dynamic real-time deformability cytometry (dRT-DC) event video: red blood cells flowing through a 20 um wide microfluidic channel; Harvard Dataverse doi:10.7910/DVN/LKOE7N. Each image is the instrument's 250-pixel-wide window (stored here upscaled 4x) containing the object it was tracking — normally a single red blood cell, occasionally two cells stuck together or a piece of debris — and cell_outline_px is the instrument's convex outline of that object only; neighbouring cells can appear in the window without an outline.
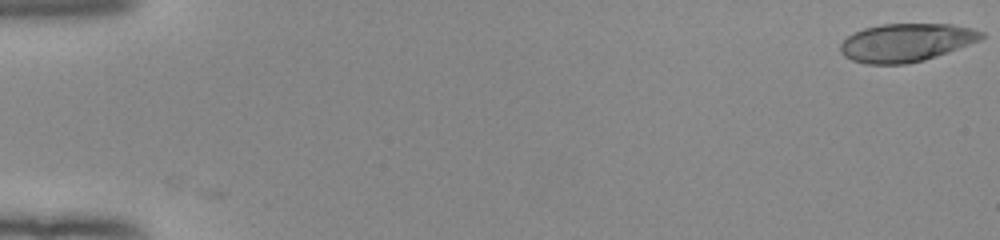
{"species": "human", "species_latin": "Homo sapiens", "temperature_condition": "room temperature", "stored_images_in_passage": 53, "camera_frame_rate_fps": 3000, "um_per_image_px": 0.085, "donor": {"sex": "female"}, "frame": {"image": 1, "passage_image": 1, "time_ms": 0.0, "image_size_px": [1000, 240], "cell_outline_px": [[984, 36], [980, 40], [936, 56], [924, 60], [904, 64], [864, 64], [852, 60], [844, 56], [840, 52], [840, 44], [848, 36], [864, 28], [880, 24], [952, 24], [972, 28], [984, 32]], "centroid_in_image_um": [77.01, 3.61], "position_along_channel_um": 8.0, "area_um2": 31.27}}
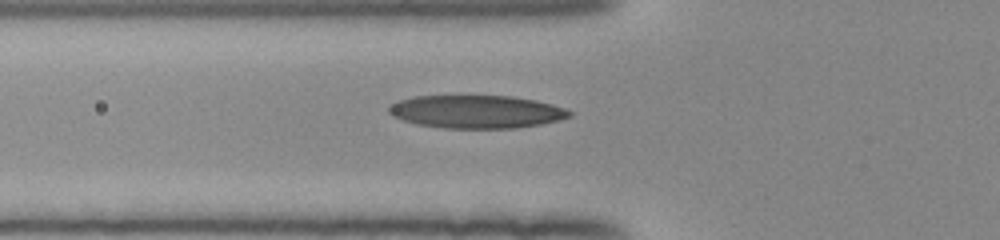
{"frame": {"image": 2, "passage_image": 20, "time_ms": 6.333, "image_size_px": [1000, 240], "cell_outline_px": [[572, 116], [560, 120], [540, 124], [516, 128], [444, 128], [420, 124], [404, 120], [392, 116], [388, 112], [388, 108], [392, 104], [400, 100], [416, 96], [512, 96], [536, 100], [552, 104], [564, 108], [572, 112]], "centroid_in_image_um": [40.53, 9.49], "position_along_channel_um": 85.3, "area_um2": 34.56}}
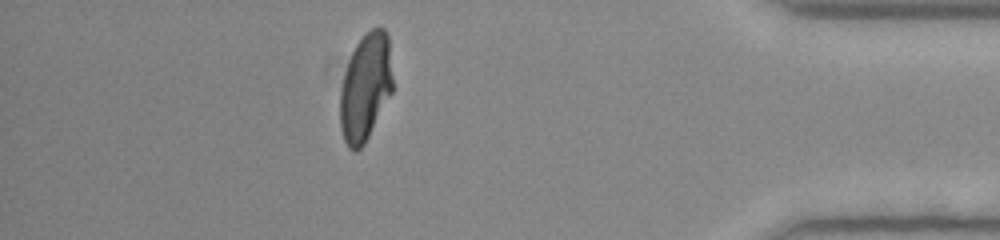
{"frame": {"image": 3, "passage_image": 47, "time_ms": 15.333, "image_size_px": [1000, 240], "cell_outline_px": [[392, 92], [364, 144], [356, 152], [352, 152], [348, 148], [344, 140], [340, 128], [340, 92], [344, 72], [348, 60], [356, 44], [372, 28], [384, 28], [388, 36], [392, 76]], "centroid_in_image_um": [31.04, 7.45], "position_along_channel_um": 404.2, "area_um2": 32.77}, "authors_computed_cell_mechanics": {"area_um2": 33.524, "velocity_mm_per_s": 3.9532, "shape_relaxation_time_tau1_ms": 4.8262, "shape_relaxation_time_tau2_ms": 1.1822, "deformation_change_tau1": 0.2225, "deformation_change_tau2": 0.0804}}